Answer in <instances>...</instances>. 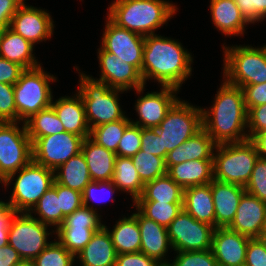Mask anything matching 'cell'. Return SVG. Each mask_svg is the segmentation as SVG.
Wrapping results in <instances>:
<instances>
[{"instance_id":"6da1fadb","label":"cell","mask_w":266,"mask_h":266,"mask_svg":"<svg viewBox=\"0 0 266 266\" xmlns=\"http://www.w3.org/2000/svg\"><path fill=\"white\" fill-rule=\"evenodd\" d=\"M190 54L178 40L159 34L146 36L141 69L144 84L151 78L161 86L180 89L192 74L193 58Z\"/></svg>"},{"instance_id":"7a4b0ae2","label":"cell","mask_w":266,"mask_h":266,"mask_svg":"<svg viewBox=\"0 0 266 266\" xmlns=\"http://www.w3.org/2000/svg\"><path fill=\"white\" fill-rule=\"evenodd\" d=\"M223 81L212 107L202 108L203 129L217 145L249 139L245 131L248 111L242 88Z\"/></svg>"},{"instance_id":"3957f363","label":"cell","mask_w":266,"mask_h":266,"mask_svg":"<svg viewBox=\"0 0 266 266\" xmlns=\"http://www.w3.org/2000/svg\"><path fill=\"white\" fill-rule=\"evenodd\" d=\"M108 9L113 23L143 37L154 35L177 11L165 0H115Z\"/></svg>"},{"instance_id":"277c9868","label":"cell","mask_w":266,"mask_h":266,"mask_svg":"<svg viewBox=\"0 0 266 266\" xmlns=\"http://www.w3.org/2000/svg\"><path fill=\"white\" fill-rule=\"evenodd\" d=\"M80 73L79 89L85 108L86 121L90 130L104 123L115 122L126 115L119 104V94L125 91L110 88L106 83L97 81Z\"/></svg>"},{"instance_id":"5b68a950","label":"cell","mask_w":266,"mask_h":266,"mask_svg":"<svg viewBox=\"0 0 266 266\" xmlns=\"http://www.w3.org/2000/svg\"><path fill=\"white\" fill-rule=\"evenodd\" d=\"M213 156L214 179L245 187L254 165L259 158L254 143L247 139L241 142L219 144Z\"/></svg>"},{"instance_id":"8992f818","label":"cell","mask_w":266,"mask_h":266,"mask_svg":"<svg viewBox=\"0 0 266 266\" xmlns=\"http://www.w3.org/2000/svg\"><path fill=\"white\" fill-rule=\"evenodd\" d=\"M235 46V47H234ZM232 45L223 46V79L234 86L243 87L266 82V47Z\"/></svg>"},{"instance_id":"52a82bcc","label":"cell","mask_w":266,"mask_h":266,"mask_svg":"<svg viewBox=\"0 0 266 266\" xmlns=\"http://www.w3.org/2000/svg\"><path fill=\"white\" fill-rule=\"evenodd\" d=\"M56 77L45 72L42 66L25 69L14 84L17 122L24 123L32 115L51 106L53 95L50 82Z\"/></svg>"},{"instance_id":"ba28073f","label":"cell","mask_w":266,"mask_h":266,"mask_svg":"<svg viewBox=\"0 0 266 266\" xmlns=\"http://www.w3.org/2000/svg\"><path fill=\"white\" fill-rule=\"evenodd\" d=\"M16 173L17 178L14 179ZM14 179L15 182L12 180ZM54 171L31 161L21 168L19 172L10 174L4 181L6 187L13 183V190L8 206L17 213H29L37 204L41 196L53 186Z\"/></svg>"},{"instance_id":"9c48e42d","label":"cell","mask_w":266,"mask_h":266,"mask_svg":"<svg viewBox=\"0 0 266 266\" xmlns=\"http://www.w3.org/2000/svg\"><path fill=\"white\" fill-rule=\"evenodd\" d=\"M203 128L202 108L179 99L156 128L169 153Z\"/></svg>"},{"instance_id":"30bf717a","label":"cell","mask_w":266,"mask_h":266,"mask_svg":"<svg viewBox=\"0 0 266 266\" xmlns=\"http://www.w3.org/2000/svg\"><path fill=\"white\" fill-rule=\"evenodd\" d=\"M17 123L0 122V178L3 181L32 161L31 139L25 124L19 128Z\"/></svg>"},{"instance_id":"8fae6325","label":"cell","mask_w":266,"mask_h":266,"mask_svg":"<svg viewBox=\"0 0 266 266\" xmlns=\"http://www.w3.org/2000/svg\"><path fill=\"white\" fill-rule=\"evenodd\" d=\"M48 225L42 223L32 214L16 213L9 225L8 244L19 254L22 260L32 261L52 241H47L51 232Z\"/></svg>"},{"instance_id":"7c38bea8","label":"cell","mask_w":266,"mask_h":266,"mask_svg":"<svg viewBox=\"0 0 266 266\" xmlns=\"http://www.w3.org/2000/svg\"><path fill=\"white\" fill-rule=\"evenodd\" d=\"M98 211L82 206L66 216L64 222L53 233L64 248L77 256L90 242L92 236L103 224Z\"/></svg>"},{"instance_id":"4fadbf2b","label":"cell","mask_w":266,"mask_h":266,"mask_svg":"<svg viewBox=\"0 0 266 266\" xmlns=\"http://www.w3.org/2000/svg\"><path fill=\"white\" fill-rule=\"evenodd\" d=\"M214 229L183 209L168 225L167 233L174 251H201L211 249Z\"/></svg>"},{"instance_id":"5bb4252c","label":"cell","mask_w":266,"mask_h":266,"mask_svg":"<svg viewBox=\"0 0 266 266\" xmlns=\"http://www.w3.org/2000/svg\"><path fill=\"white\" fill-rule=\"evenodd\" d=\"M83 140L66 131L40 137L32 143V161L54 171L81 152Z\"/></svg>"},{"instance_id":"9a60e30c","label":"cell","mask_w":266,"mask_h":266,"mask_svg":"<svg viewBox=\"0 0 266 266\" xmlns=\"http://www.w3.org/2000/svg\"><path fill=\"white\" fill-rule=\"evenodd\" d=\"M106 22L100 47L141 72L145 37L117 26L108 17Z\"/></svg>"},{"instance_id":"2e32d148","label":"cell","mask_w":266,"mask_h":266,"mask_svg":"<svg viewBox=\"0 0 266 266\" xmlns=\"http://www.w3.org/2000/svg\"><path fill=\"white\" fill-rule=\"evenodd\" d=\"M99 67L101 69L100 78H93L106 83L110 88L127 91L133 89L137 94L143 93L145 84L141 72L133 65L123 62L114 54L98 49Z\"/></svg>"},{"instance_id":"e0dca14e","label":"cell","mask_w":266,"mask_h":266,"mask_svg":"<svg viewBox=\"0 0 266 266\" xmlns=\"http://www.w3.org/2000/svg\"><path fill=\"white\" fill-rule=\"evenodd\" d=\"M24 1L11 18L9 28L20 34L32 45L51 38L54 31V21L44 9L25 4Z\"/></svg>"},{"instance_id":"ac0fdd59","label":"cell","mask_w":266,"mask_h":266,"mask_svg":"<svg viewBox=\"0 0 266 266\" xmlns=\"http://www.w3.org/2000/svg\"><path fill=\"white\" fill-rule=\"evenodd\" d=\"M179 89L169 86H161L160 92H147L144 96L138 97L135 103V110L139 120L131 124L141 128L156 129L165 118L167 112L179 100L176 94Z\"/></svg>"},{"instance_id":"d6986e66","label":"cell","mask_w":266,"mask_h":266,"mask_svg":"<svg viewBox=\"0 0 266 266\" xmlns=\"http://www.w3.org/2000/svg\"><path fill=\"white\" fill-rule=\"evenodd\" d=\"M249 239L228 227L215 228L211 251L218 266H244Z\"/></svg>"},{"instance_id":"ffe728a7","label":"cell","mask_w":266,"mask_h":266,"mask_svg":"<svg viewBox=\"0 0 266 266\" xmlns=\"http://www.w3.org/2000/svg\"><path fill=\"white\" fill-rule=\"evenodd\" d=\"M265 225L266 202L245 191L228 228L249 238H257Z\"/></svg>"},{"instance_id":"44dd1931","label":"cell","mask_w":266,"mask_h":266,"mask_svg":"<svg viewBox=\"0 0 266 266\" xmlns=\"http://www.w3.org/2000/svg\"><path fill=\"white\" fill-rule=\"evenodd\" d=\"M137 212L132 215L137 219L141 233L140 252L148 257L157 260L163 266H168L170 262L164 260L168 249H173L167 228L155 221L145 217L137 208Z\"/></svg>"},{"instance_id":"7402d4cb","label":"cell","mask_w":266,"mask_h":266,"mask_svg":"<svg viewBox=\"0 0 266 266\" xmlns=\"http://www.w3.org/2000/svg\"><path fill=\"white\" fill-rule=\"evenodd\" d=\"M211 192L215 206V228L228 227L235 217L245 187L213 179Z\"/></svg>"},{"instance_id":"603a6c76","label":"cell","mask_w":266,"mask_h":266,"mask_svg":"<svg viewBox=\"0 0 266 266\" xmlns=\"http://www.w3.org/2000/svg\"><path fill=\"white\" fill-rule=\"evenodd\" d=\"M51 107L62 122L66 132L81 136L84 139L90 137L84 103L78 92L72 97L63 96L56 101L52 100Z\"/></svg>"},{"instance_id":"cb8c5ba5","label":"cell","mask_w":266,"mask_h":266,"mask_svg":"<svg viewBox=\"0 0 266 266\" xmlns=\"http://www.w3.org/2000/svg\"><path fill=\"white\" fill-rule=\"evenodd\" d=\"M217 144L202 128L194 136L167 154L166 166H173L186 161L213 160Z\"/></svg>"},{"instance_id":"d4e9b609","label":"cell","mask_w":266,"mask_h":266,"mask_svg":"<svg viewBox=\"0 0 266 266\" xmlns=\"http://www.w3.org/2000/svg\"><path fill=\"white\" fill-rule=\"evenodd\" d=\"M81 152L93 182L110 181L114 175L116 153L98 145L90 137L83 140Z\"/></svg>"},{"instance_id":"484cf974","label":"cell","mask_w":266,"mask_h":266,"mask_svg":"<svg viewBox=\"0 0 266 266\" xmlns=\"http://www.w3.org/2000/svg\"><path fill=\"white\" fill-rule=\"evenodd\" d=\"M82 266H115L117 253L107 229L102 226L75 256Z\"/></svg>"},{"instance_id":"4316f807","label":"cell","mask_w":266,"mask_h":266,"mask_svg":"<svg viewBox=\"0 0 266 266\" xmlns=\"http://www.w3.org/2000/svg\"><path fill=\"white\" fill-rule=\"evenodd\" d=\"M183 209L193 218L215 228V206L211 182L184 189Z\"/></svg>"},{"instance_id":"83f0119b","label":"cell","mask_w":266,"mask_h":266,"mask_svg":"<svg viewBox=\"0 0 266 266\" xmlns=\"http://www.w3.org/2000/svg\"><path fill=\"white\" fill-rule=\"evenodd\" d=\"M212 22L226 36L244 34V28L250 24L241 14L234 0H210Z\"/></svg>"},{"instance_id":"f1b7e54d","label":"cell","mask_w":266,"mask_h":266,"mask_svg":"<svg viewBox=\"0 0 266 266\" xmlns=\"http://www.w3.org/2000/svg\"><path fill=\"white\" fill-rule=\"evenodd\" d=\"M167 175L183 189L213 181V160L186 161L166 166Z\"/></svg>"},{"instance_id":"f546056e","label":"cell","mask_w":266,"mask_h":266,"mask_svg":"<svg viewBox=\"0 0 266 266\" xmlns=\"http://www.w3.org/2000/svg\"><path fill=\"white\" fill-rule=\"evenodd\" d=\"M33 49L34 45L8 27L0 44V57L31 69L40 66Z\"/></svg>"},{"instance_id":"4dcf8cb0","label":"cell","mask_w":266,"mask_h":266,"mask_svg":"<svg viewBox=\"0 0 266 266\" xmlns=\"http://www.w3.org/2000/svg\"><path fill=\"white\" fill-rule=\"evenodd\" d=\"M55 182L83 193L92 181L85 157L80 152L54 170Z\"/></svg>"},{"instance_id":"1f68e13d","label":"cell","mask_w":266,"mask_h":266,"mask_svg":"<svg viewBox=\"0 0 266 266\" xmlns=\"http://www.w3.org/2000/svg\"><path fill=\"white\" fill-rule=\"evenodd\" d=\"M117 254L140 252L141 233L137 219L131 215L116 222L109 230L105 224Z\"/></svg>"},{"instance_id":"d6a6232c","label":"cell","mask_w":266,"mask_h":266,"mask_svg":"<svg viewBox=\"0 0 266 266\" xmlns=\"http://www.w3.org/2000/svg\"><path fill=\"white\" fill-rule=\"evenodd\" d=\"M184 189L167 174L145 183L142 195L135 202H167L183 204Z\"/></svg>"},{"instance_id":"836d02e7","label":"cell","mask_w":266,"mask_h":266,"mask_svg":"<svg viewBox=\"0 0 266 266\" xmlns=\"http://www.w3.org/2000/svg\"><path fill=\"white\" fill-rule=\"evenodd\" d=\"M112 182L119 191L130 193L133 203L142 195L145 185L141 181L131 157L121 156L116 157Z\"/></svg>"},{"instance_id":"e575fe53","label":"cell","mask_w":266,"mask_h":266,"mask_svg":"<svg viewBox=\"0 0 266 266\" xmlns=\"http://www.w3.org/2000/svg\"><path fill=\"white\" fill-rule=\"evenodd\" d=\"M24 124L32 143L40 137L65 131L62 122L51 106L32 115Z\"/></svg>"},{"instance_id":"d590c367","label":"cell","mask_w":266,"mask_h":266,"mask_svg":"<svg viewBox=\"0 0 266 266\" xmlns=\"http://www.w3.org/2000/svg\"><path fill=\"white\" fill-rule=\"evenodd\" d=\"M31 211L29 214L34 212L39 215V218L36 217L35 219L48 226H55L56 229L64 222L65 217L60 209L59 198L57 197V183L55 181L53 186L41 196Z\"/></svg>"},{"instance_id":"8d00e7d4","label":"cell","mask_w":266,"mask_h":266,"mask_svg":"<svg viewBox=\"0 0 266 266\" xmlns=\"http://www.w3.org/2000/svg\"><path fill=\"white\" fill-rule=\"evenodd\" d=\"M130 124V118L125 116L118 121L98 125L90 130V138L98 145L117 153L118 143Z\"/></svg>"},{"instance_id":"74e56055","label":"cell","mask_w":266,"mask_h":266,"mask_svg":"<svg viewBox=\"0 0 266 266\" xmlns=\"http://www.w3.org/2000/svg\"><path fill=\"white\" fill-rule=\"evenodd\" d=\"M134 204L132 206H135L145 217L166 228L183 210V204L167 202H134Z\"/></svg>"},{"instance_id":"f35d334b","label":"cell","mask_w":266,"mask_h":266,"mask_svg":"<svg viewBox=\"0 0 266 266\" xmlns=\"http://www.w3.org/2000/svg\"><path fill=\"white\" fill-rule=\"evenodd\" d=\"M131 159L144 184L167 174L164 158L149 154L140 149Z\"/></svg>"},{"instance_id":"ab89813d","label":"cell","mask_w":266,"mask_h":266,"mask_svg":"<svg viewBox=\"0 0 266 266\" xmlns=\"http://www.w3.org/2000/svg\"><path fill=\"white\" fill-rule=\"evenodd\" d=\"M75 261V256L55 240L32 260V264L33 266H74Z\"/></svg>"},{"instance_id":"60d3db41","label":"cell","mask_w":266,"mask_h":266,"mask_svg":"<svg viewBox=\"0 0 266 266\" xmlns=\"http://www.w3.org/2000/svg\"><path fill=\"white\" fill-rule=\"evenodd\" d=\"M115 190L118 188L113 184L112 180L110 181H101V182H93L91 181L84 189L82 193L83 206H86L90 209L97 210L93 206L89 205L92 202L104 203L109 198L114 201L111 195L115 193ZM90 200V201H89Z\"/></svg>"},{"instance_id":"b9f144b4","label":"cell","mask_w":266,"mask_h":266,"mask_svg":"<svg viewBox=\"0 0 266 266\" xmlns=\"http://www.w3.org/2000/svg\"><path fill=\"white\" fill-rule=\"evenodd\" d=\"M175 253V259L168 266H218L211 249Z\"/></svg>"},{"instance_id":"7bdbcfd3","label":"cell","mask_w":266,"mask_h":266,"mask_svg":"<svg viewBox=\"0 0 266 266\" xmlns=\"http://www.w3.org/2000/svg\"><path fill=\"white\" fill-rule=\"evenodd\" d=\"M141 127L130 124L117 146V156L132 157L141 149Z\"/></svg>"},{"instance_id":"ee69618b","label":"cell","mask_w":266,"mask_h":266,"mask_svg":"<svg viewBox=\"0 0 266 266\" xmlns=\"http://www.w3.org/2000/svg\"><path fill=\"white\" fill-rule=\"evenodd\" d=\"M245 191L266 202V159H257Z\"/></svg>"},{"instance_id":"f6af8a7d","label":"cell","mask_w":266,"mask_h":266,"mask_svg":"<svg viewBox=\"0 0 266 266\" xmlns=\"http://www.w3.org/2000/svg\"><path fill=\"white\" fill-rule=\"evenodd\" d=\"M0 122H17L14 85L0 83Z\"/></svg>"},{"instance_id":"bcb514c9","label":"cell","mask_w":266,"mask_h":266,"mask_svg":"<svg viewBox=\"0 0 266 266\" xmlns=\"http://www.w3.org/2000/svg\"><path fill=\"white\" fill-rule=\"evenodd\" d=\"M57 197L64 217L83 206L82 193L57 183Z\"/></svg>"},{"instance_id":"7dc6e473","label":"cell","mask_w":266,"mask_h":266,"mask_svg":"<svg viewBox=\"0 0 266 266\" xmlns=\"http://www.w3.org/2000/svg\"><path fill=\"white\" fill-rule=\"evenodd\" d=\"M234 2L250 24L265 19L266 0H234Z\"/></svg>"},{"instance_id":"c3c4849f","label":"cell","mask_w":266,"mask_h":266,"mask_svg":"<svg viewBox=\"0 0 266 266\" xmlns=\"http://www.w3.org/2000/svg\"><path fill=\"white\" fill-rule=\"evenodd\" d=\"M141 143L142 151L166 159L168 153L156 129L141 128Z\"/></svg>"},{"instance_id":"681fc988","label":"cell","mask_w":266,"mask_h":266,"mask_svg":"<svg viewBox=\"0 0 266 266\" xmlns=\"http://www.w3.org/2000/svg\"><path fill=\"white\" fill-rule=\"evenodd\" d=\"M248 138L251 139L256 133L266 130V104L252 107L247 114Z\"/></svg>"},{"instance_id":"f907efd6","label":"cell","mask_w":266,"mask_h":266,"mask_svg":"<svg viewBox=\"0 0 266 266\" xmlns=\"http://www.w3.org/2000/svg\"><path fill=\"white\" fill-rule=\"evenodd\" d=\"M245 106L247 111L262 104H266V82L242 87Z\"/></svg>"},{"instance_id":"816d5d0a","label":"cell","mask_w":266,"mask_h":266,"mask_svg":"<svg viewBox=\"0 0 266 266\" xmlns=\"http://www.w3.org/2000/svg\"><path fill=\"white\" fill-rule=\"evenodd\" d=\"M115 266H163L143 252L117 254Z\"/></svg>"},{"instance_id":"f5cc1de1","label":"cell","mask_w":266,"mask_h":266,"mask_svg":"<svg viewBox=\"0 0 266 266\" xmlns=\"http://www.w3.org/2000/svg\"><path fill=\"white\" fill-rule=\"evenodd\" d=\"M244 266H266V249L258 238H250Z\"/></svg>"},{"instance_id":"db71d44e","label":"cell","mask_w":266,"mask_h":266,"mask_svg":"<svg viewBox=\"0 0 266 266\" xmlns=\"http://www.w3.org/2000/svg\"><path fill=\"white\" fill-rule=\"evenodd\" d=\"M24 70L21 65L0 57V83L16 84Z\"/></svg>"},{"instance_id":"11a10c76","label":"cell","mask_w":266,"mask_h":266,"mask_svg":"<svg viewBox=\"0 0 266 266\" xmlns=\"http://www.w3.org/2000/svg\"><path fill=\"white\" fill-rule=\"evenodd\" d=\"M25 0H0V26L9 27L11 18Z\"/></svg>"},{"instance_id":"9f6ffc18","label":"cell","mask_w":266,"mask_h":266,"mask_svg":"<svg viewBox=\"0 0 266 266\" xmlns=\"http://www.w3.org/2000/svg\"><path fill=\"white\" fill-rule=\"evenodd\" d=\"M17 212L8 206L0 214V248L8 244L9 225Z\"/></svg>"},{"instance_id":"6f0895ef","label":"cell","mask_w":266,"mask_h":266,"mask_svg":"<svg viewBox=\"0 0 266 266\" xmlns=\"http://www.w3.org/2000/svg\"><path fill=\"white\" fill-rule=\"evenodd\" d=\"M21 260L18 252L9 244L0 248V266H13Z\"/></svg>"},{"instance_id":"680465c9","label":"cell","mask_w":266,"mask_h":266,"mask_svg":"<svg viewBox=\"0 0 266 266\" xmlns=\"http://www.w3.org/2000/svg\"><path fill=\"white\" fill-rule=\"evenodd\" d=\"M250 140L254 143L259 157L266 159V130L256 133Z\"/></svg>"},{"instance_id":"91938a15","label":"cell","mask_w":266,"mask_h":266,"mask_svg":"<svg viewBox=\"0 0 266 266\" xmlns=\"http://www.w3.org/2000/svg\"><path fill=\"white\" fill-rule=\"evenodd\" d=\"M258 240L263 244L264 248L266 249V230L264 229L259 236L257 237Z\"/></svg>"},{"instance_id":"94428289","label":"cell","mask_w":266,"mask_h":266,"mask_svg":"<svg viewBox=\"0 0 266 266\" xmlns=\"http://www.w3.org/2000/svg\"><path fill=\"white\" fill-rule=\"evenodd\" d=\"M13 266H33L32 261L29 260H21Z\"/></svg>"},{"instance_id":"6125c7cd","label":"cell","mask_w":266,"mask_h":266,"mask_svg":"<svg viewBox=\"0 0 266 266\" xmlns=\"http://www.w3.org/2000/svg\"><path fill=\"white\" fill-rule=\"evenodd\" d=\"M8 207V203L0 200V214Z\"/></svg>"},{"instance_id":"be15d7a7","label":"cell","mask_w":266,"mask_h":266,"mask_svg":"<svg viewBox=\"0 0 266 266\" xmlns=\"http://www.w3.org/2000/svg\"><path fill=\"white\" fill-rule=\"evenodd\" d=\"M8 27H3V26H0V44H1V41H2V38H3V35L6 31Z\"/></svg>"}]
</instances>
